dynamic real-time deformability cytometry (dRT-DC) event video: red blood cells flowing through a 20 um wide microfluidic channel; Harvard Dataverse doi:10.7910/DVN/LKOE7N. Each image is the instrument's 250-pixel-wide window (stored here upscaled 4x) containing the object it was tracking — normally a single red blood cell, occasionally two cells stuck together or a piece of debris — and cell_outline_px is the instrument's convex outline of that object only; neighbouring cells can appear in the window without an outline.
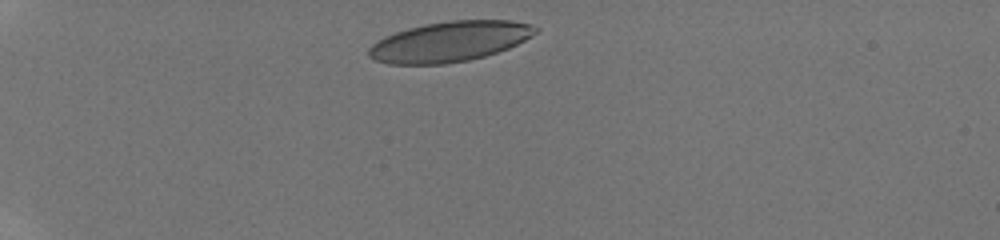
{"species": "human", "species_latin": "Homo sapiens", "temperature_condition": "room temperature", "stored_images_in_passage": 30, "camera_frame_rate_fps": 3000, "um_per_image_px": 0.085, "donor": {"sex": "male"}, "frame": {"image": 1, "passage_image": 1, "time_ms": 0.0, "image_size_px": [1000, 240], "cell_outline_px": [[540, 32], [508, 48], [484, 56], [468, 60], [444, 64], [388, 64], [376, 60], [368, 56], [368, 48], [372, 44], [384, 36], [408, 28], [424, 24], [452, 20], [508, 20], [532, 24], [540, 28]], "centroid_in_image_um": [38.24, 3.52], "position_along_channel_um": 46.8, "area_um2": 39.13}}
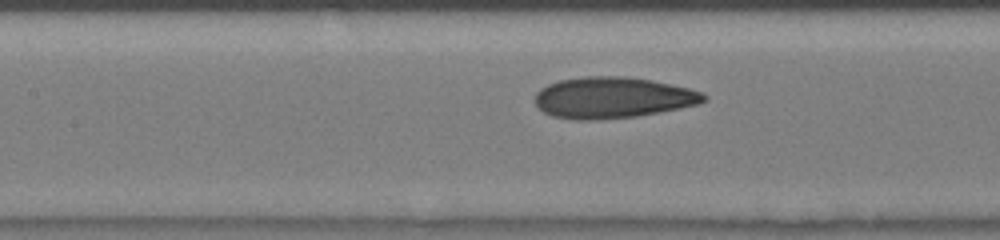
{"frame": {"image": 2, "passage_image": 11, "time_ms": 4.0, "image_size_px": [1000, 240], "cell_outline_px": [[708, 100], [700, 104], [680, 108], [636, 116], [596, 120], [572, 120], [552, 116], [544, 112], [532, 100], [536, 92], [540, 88], [548, 84], [560, 80], [584, 76], [624, 76], [652, 80], [688, 88], [704, 92], [708, 96]], "centroid_in_image_um": [52.07, 8.3], "position_along_channel_um": 155.3, "area_um2": 40.86}}
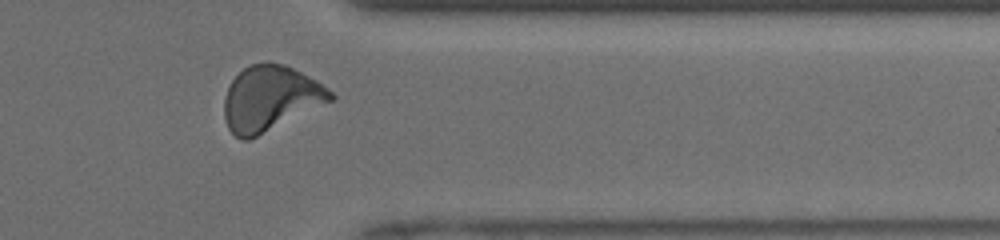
{"frame": {"image": 3, "passage_image": 25, "time_ms": 9.667, "image_size_px": [1000, 240], "cell_outline_px": [[336, 96], [332, 100], [248, 140], [240, 140], [228, 128], [224, 116], [224, 96], [232, 80], [244, 68], [252, 64], [268, 60], [284, 64], [316, 80], [328, 88]], "centroid_in_image_um": [22.95, 8.34], "position_along_channel_um": 388.5, "area_um2": 40.0}, "authors_computed_cell_mechanics": {"area_um2": 39.4196, "velocity_mm_per_s": 4.1508, "shape_relaxation_time_tau1_ms": 5.883, "shape_relaxation_time_tau2_ms": 1.0766, "deformation_change_tau1": 0.1824, "deformation_change_tau2": 0.0656}}